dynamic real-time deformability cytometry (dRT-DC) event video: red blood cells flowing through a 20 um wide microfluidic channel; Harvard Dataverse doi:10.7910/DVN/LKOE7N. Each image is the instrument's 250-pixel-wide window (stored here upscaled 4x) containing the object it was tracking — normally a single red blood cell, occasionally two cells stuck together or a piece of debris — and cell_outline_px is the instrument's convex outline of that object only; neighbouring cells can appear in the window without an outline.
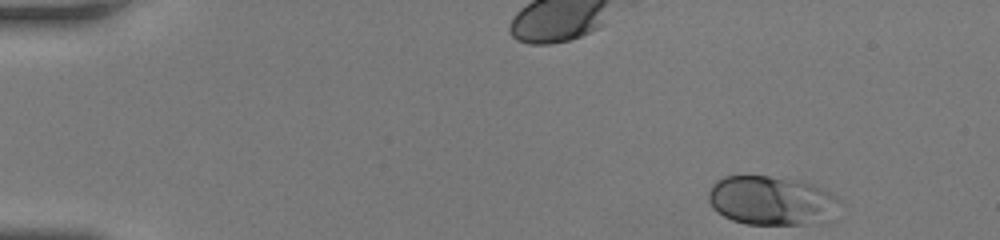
{"species": "human", "species_latin": "Homo sapiens", "temperature_condition": "room temperature", "stored_images_in_passage": 46, "camera_frame_rate_fps": 3000, "um_per_image_px": 0.085, "donor": {"sex": "female"}, "frame": {"image": 1, "passage_image": 1, "time_ms": 0.0, "image_size_px": [1000, 240], "cell_outline_px": [[836, 200], [804, 224], [748, 224], [732, 220], [724, 216], [712, 208], [708, 200], [708, 192], [712, 184], [716, 180], [724, 176], [768, 176], [800, 180], [812, 184], [836, 196]], "centroid_in_image_um": [65.26, 16.98], "position_along_channel_um": 19.7, "area_um2": 35.37}}
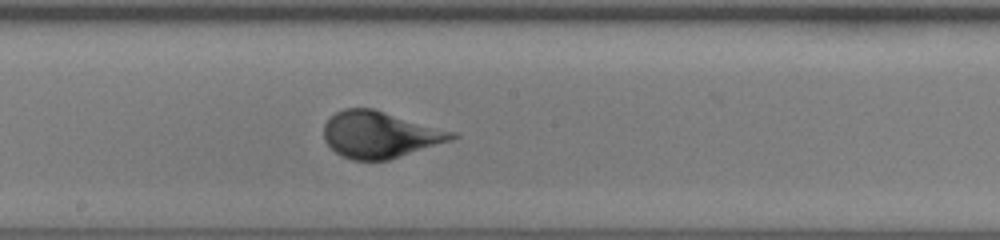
{"frame": {"image": 2, "passage_image": 24, "time_ms": 7.667, "image_size_px": [1000, 240], "cell_outline_px": [[460, 136], [452, 140], [388, 160], [352, 160], [336, 152], [324, 140], [324, 124], [336, 112], [344, 108], [372, 108], [456, 132]], "centroid_in_image_um": [32.31, 11.44], "position_along_channel_um": 215.9, "area_um2": 34.51}}
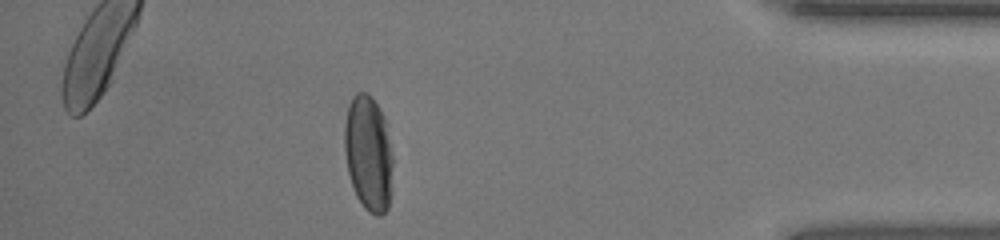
{"frame": {"image": 3, "passage_image": 40, "time_ms": 13.0, "image_size_px": [1000, 240], "cell_outline_px": [[392, 192], [388, 208], [380, 216], [376, 216], [368, 212], [364, 208], [356, 196], [348, 172], [344, 152], [344, 124], [348, 104], [352, 96], [356, 92], [368, 92], [372, 96], [384, 116], [392, 156]], "centroid_in_image_um": [31.31, 13.03], "position_along_channel_um": 403.9, "area_um2": 33.06}, "authors_computed_cell_mechanics": {"area_um2": 34.2176, "velocity_mm_per_s": 4.1976, "shape_relaxation_time_tau1_ms": 3.087, "shape_relaxation_time_tau2_ms": null, "deformation_change_tau1": 0.1439, "deformation_change_tau2": null}}